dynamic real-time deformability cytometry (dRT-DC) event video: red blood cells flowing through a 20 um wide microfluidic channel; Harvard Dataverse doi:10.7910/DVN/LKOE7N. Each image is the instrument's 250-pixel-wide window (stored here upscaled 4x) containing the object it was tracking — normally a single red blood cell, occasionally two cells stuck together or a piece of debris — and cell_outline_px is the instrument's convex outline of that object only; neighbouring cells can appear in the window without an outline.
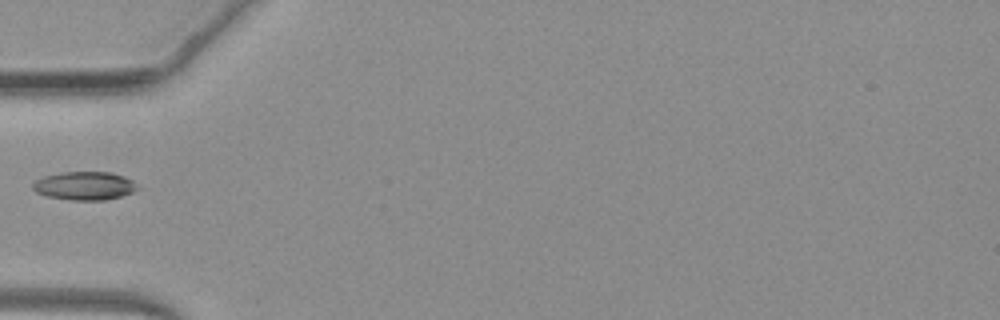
{"species": "common noctule bat (a hibernating species)", "species_latin": "Nyctalus noctula", "temperature_condition": "warm", "stored_images_in_passage": 7, "camera_frame_rate_fps": 3000, "um_per_image_px": 0.085, "animal": {"sex": "female", "body_mass_g": 19.3, "forearm_length_mm": 54.1}, "frame": {"image": 1, "passage_image": 1, "time_ms": 0.0, "image_size_px": [1000, 320], "cell_outline_px": [[128, 192], [116, 196], [56, 196], [44, 192], [56, 176], [76, 172], [100, 172], [120, 176], [124, 180]], "centroid_in_image_um": [7.42, 15.72], "position_along_channel_um": 77.6, "area_um2": 12.02}}